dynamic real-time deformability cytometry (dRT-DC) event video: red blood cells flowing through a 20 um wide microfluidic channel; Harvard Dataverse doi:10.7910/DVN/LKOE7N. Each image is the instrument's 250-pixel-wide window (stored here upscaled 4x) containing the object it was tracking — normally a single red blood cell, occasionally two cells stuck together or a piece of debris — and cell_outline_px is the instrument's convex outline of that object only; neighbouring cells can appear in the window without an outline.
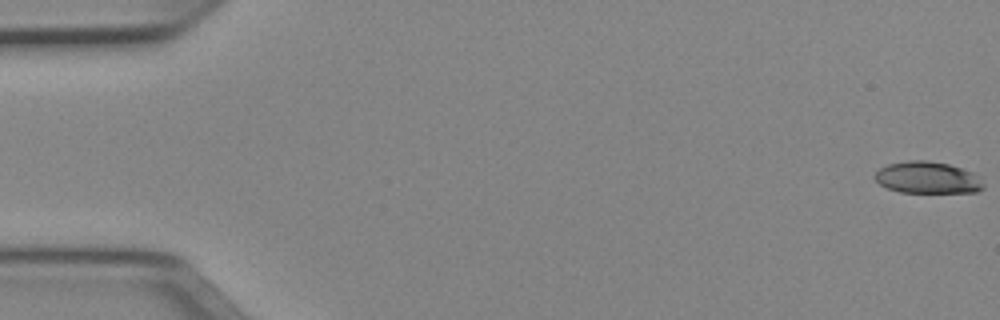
{"species": "Egyptian fruit bat (a non-hibernating species)", "species_latin": "Rousettus aegyptiacus", "temperature_condition": "cold", "stored_images_in_passage": 29, "camera_frame_rate_fps": 3000, "um_per_image_px": 0.085, "animal": {"sex": "female"}, "frame": {"image": 1, "passage_image": 1, "time_ms": 0.0, "image_size_px": [1000, 320], "cell_outline_px": [[984, 188], [976, 192], [900, 192], [888, 188], [880, 184], [872, 176], [880, 168], [888, 164], [908, 160], [928, 160], [948, 164], [972, 172], [984, 184]], "centroid_in_image_um": [78.81, 15.09], "position_along_channel_um": 6.2, "area_um2": 20.0}}
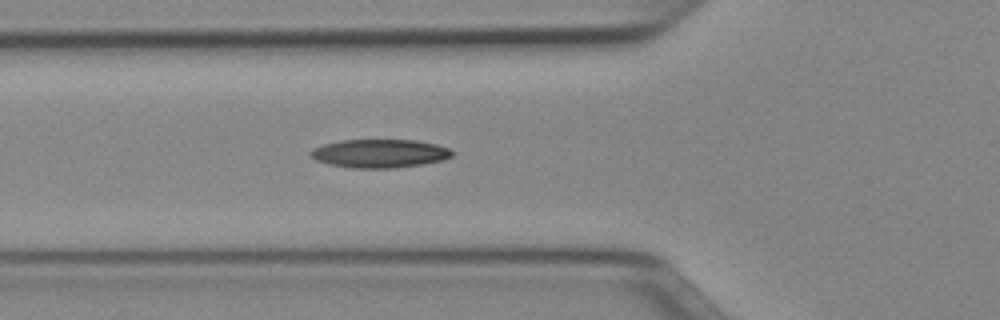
{"frame": {"image": 2, "passage_image": 19, "time_ms": 6.0, "image_size_px": [1000, 320], "cell_outline_px": [[452, 156], [444, 160], [420, 164], [392, 168], [352, 168], [328, 164], [316, 160], [308, 156], [308, 152], [312, 148], [324, 144], [340, 140], [416, 140], [436, 144], [448, 148], [452, 152]], "centroid_in_image_um": [32.21, 13.04], "position_along_channel_um": 93.6, "area_um2": 23.52}}
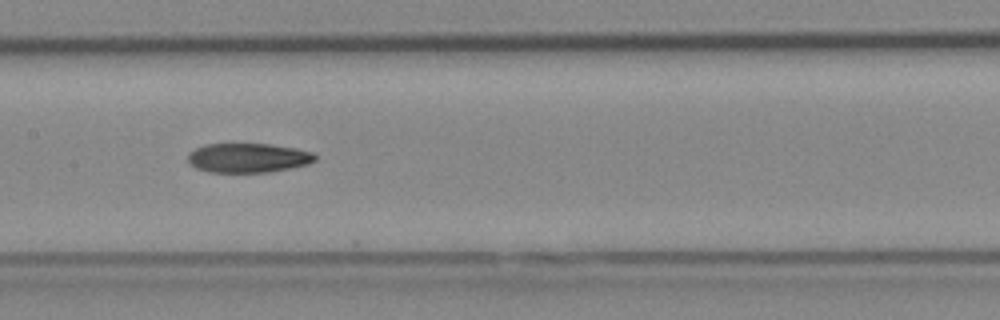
{"frame": {"image": 3, "passage_image": 26, "time_ms": 8.333, "image_size_px": [1000, 320], "cell_outline_px": [[316, 160], [308, 164], [268, 172], [208, 172], [196, 168], [188, 160], [188, 152], [204, 144], [268, 144], [296, 148], [312, 152], [316, 156]], "centroid_in_image_um": [21.07, 13.41], "position_along_channel_um": 186.3, "area_um2": 21.68}}